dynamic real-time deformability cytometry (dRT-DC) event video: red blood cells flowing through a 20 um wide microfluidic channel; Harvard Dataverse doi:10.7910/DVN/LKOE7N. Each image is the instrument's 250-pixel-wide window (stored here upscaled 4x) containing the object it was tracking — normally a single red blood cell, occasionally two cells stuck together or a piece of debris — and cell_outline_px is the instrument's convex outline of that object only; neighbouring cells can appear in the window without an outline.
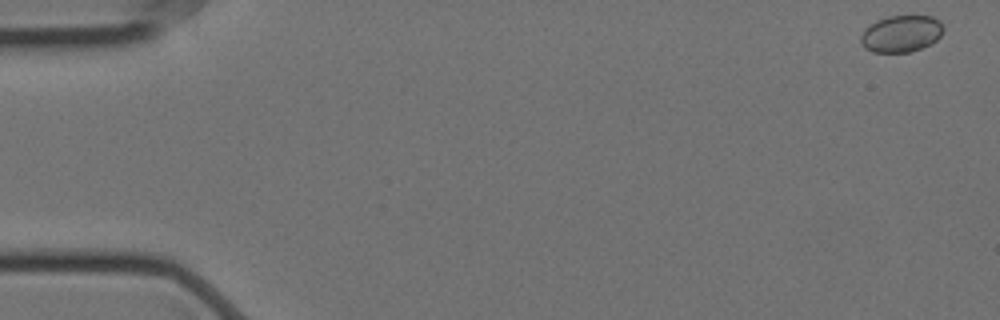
{"species": "Egyptian fruit bat (a non-hibernating species)", "species_latin": "Rousettus aegyptiacus", "temperature_condition": "cold", "stored_images_in_passage": 57, "camera_frame_rate_fps": 3000, "um_per_image_px": 0.085, "animal": {"sex": "female"}, "frame": {"image": 1, "passage_image": 1, "time_ms": 0.0, "image_size_px": [1000, 320], "cell_outline_px": [[944, 28], [940, 36], [936, 40], [912, 52], [872, 52], [864, 48], [860, 44], [860, 36], [876, 20], [888, 16], [932, 16], [940, 20]], "centroid_in_image_um": [76.6, 2.87], "position_along_channel_um": 8.4, "area_um2": 17.63}}
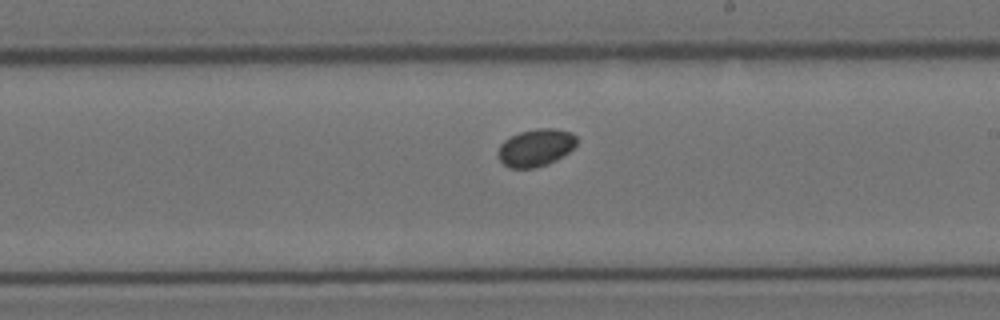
{"frame": {"image": 2, "passage_image": 33, "time_ms": 10.667, "image_size_px": [1000, 320], "cell_outline_px": [[576, 144], [568, 152], [556, 160], [548, 164], [532, 168], [508, 168], [500, 160], [500, 144], [504, 140], [520, 132], [536, 128], [556, 128], [572, 132], [576, 136]], "centroid_in_image_um": [45.56, 12.54], "position_along_channel_um": 243.4, "area_um2": 16.99}}
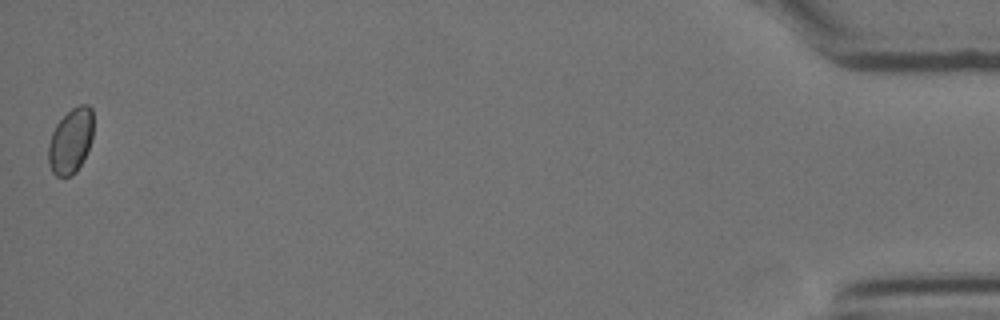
{"frame": {"image": 3, "passage_image": 57, "time_ms": 18.667, "image_size_px": [1000, 320], "cell_outline_px": [[92, 140], [76, 172], [72, 176], [56, 176], [52, 172], [48, 164], [48, 144], [52, 132], [56, 124], [72, 108], [80, 104], [88, 104], [92, 108]], "centroid_in_image_um": [5.99, 11.97], "position_along_channel_um": 429.2, "area_um2": 16.99}}